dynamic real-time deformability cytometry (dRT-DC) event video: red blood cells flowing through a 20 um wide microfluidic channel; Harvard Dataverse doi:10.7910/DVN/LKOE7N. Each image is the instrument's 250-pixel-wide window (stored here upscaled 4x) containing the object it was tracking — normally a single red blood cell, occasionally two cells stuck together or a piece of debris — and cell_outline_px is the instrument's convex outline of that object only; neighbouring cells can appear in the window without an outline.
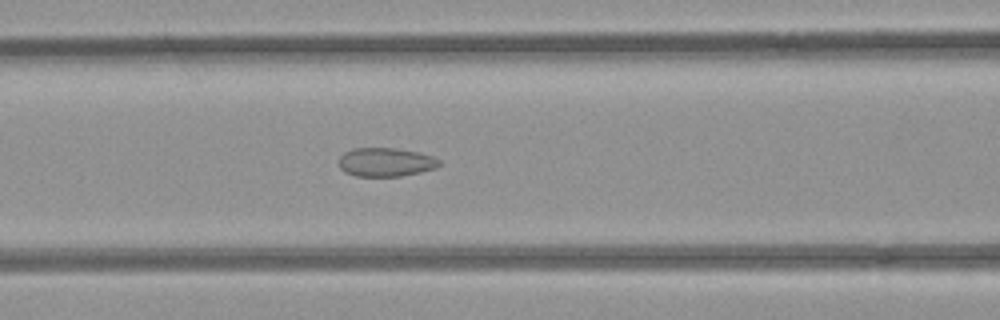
{"species": "common noctule bat (a hibernating species)", "species_latin": "Nyctalus noctula", "temperature_condition": "room temperature", "stored_images_in_passage": 38, "camera_frame_rate_fps": 3000, "um_per_image_px": 0.085, "animal": {"sex": "female", "body_mass_g": 21.9}, "frame": {"image": 1, "passage_image": 7, "time_ms": 2.0, "image_size_px": [1000, 320], "cell_outline_px": [[444, 164], [436, 168], [420, 172], [400, 176], [356, 176], [344, 172], [340, 168], [340, 156], [344, 152], [352, 148], [392, 148], [416, 152], [432, 156], [440, 160]], "centroid_in_image_um": [32.8, 13.78], "position_along_channel_um": 133.8, "area_um2": 16.82}}
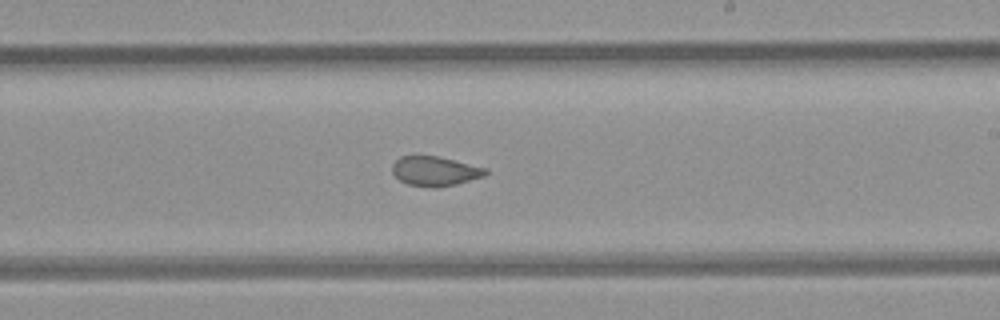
{"frame": {"image": 2, "passage_image": 16, "time_ms": 5.0, "image_size_px": [1000, 320], "cell_outline_px": [[488, 172], [484, 176], [456, 184], [432, 188], [408, 184], [400, 180], [392, 172], [392, 164], [400, 156], [436, 156], [488, 168]], "centroid_in_image_um": [36.97, 14.55], "position_along_channel_um": 252.0, "area_um2": 15.95}}
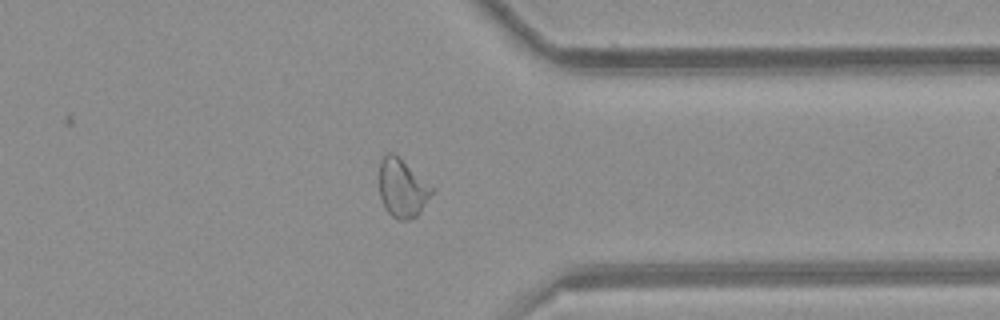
{"frame": {"image": 3, "passage_image": 26, "time_ms": 8.333, "image_size_px": [1000, 320], "cell_outline_px": [[436, 188], [420, 212], [416, 216], [408, 220], [396, 220], [384, 208], [380, 196], [380, 156], [384, 152], [392, 152]], "centroid_in_image_um": [34.2, 15.99], "position_along_channel_um": 377.2, "area_um2": 18.09}, "authors_computed_cell_mechanics": {"area_um2": 17.629, "velocity_mm_per_s": 3.9426, "shape_relaxation_time_tau1_ms": null, "shape_relaxation_time_tau2_ms": 0.9948, "deformation_change_tau1": null, "deformation_change_tau2": 0.0662}}